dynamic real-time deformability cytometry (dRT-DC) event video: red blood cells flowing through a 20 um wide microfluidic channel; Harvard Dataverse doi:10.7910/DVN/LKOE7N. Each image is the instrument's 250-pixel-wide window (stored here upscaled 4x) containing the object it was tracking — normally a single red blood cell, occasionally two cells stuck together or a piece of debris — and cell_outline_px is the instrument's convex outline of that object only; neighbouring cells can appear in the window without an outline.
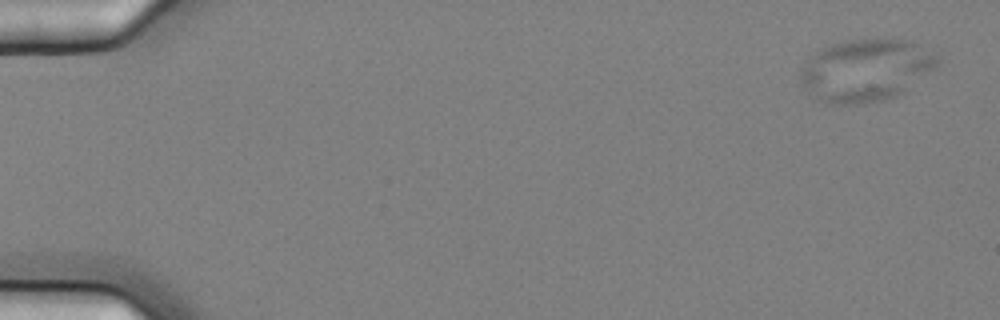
{"species": "common noctule bat (a hibernating species)", "species_latin": "Nyctalus noctula", "temperature_condition": "cold", "stored_images_in_passage": 7, "camera_frame_rate_fps": 3000, "um_per_image_px": 0.085, "animal": {"sex": "female", "body_mass_g": 25.1}, "frame": {"image": 1, "passage_image": 1, "time_ms": 0.0, "image_size_px": [1000, 320], "cell_outline_px": [[940, 64], [936, 68], [904, 92], [896, 96], [884, 100], [864, 104], [828, 104], [820, 100], [804, 84], [800, 76], [800, 68], [804, 60], [812, 52], [820, 48], [832, 44], [852, 40], [912, 40], [920, 44], [940, 56]], "centroid_in_image_um": [73.63, 5.96], "position_along_channel_um": 11.4, "area_um2": 49.94}}